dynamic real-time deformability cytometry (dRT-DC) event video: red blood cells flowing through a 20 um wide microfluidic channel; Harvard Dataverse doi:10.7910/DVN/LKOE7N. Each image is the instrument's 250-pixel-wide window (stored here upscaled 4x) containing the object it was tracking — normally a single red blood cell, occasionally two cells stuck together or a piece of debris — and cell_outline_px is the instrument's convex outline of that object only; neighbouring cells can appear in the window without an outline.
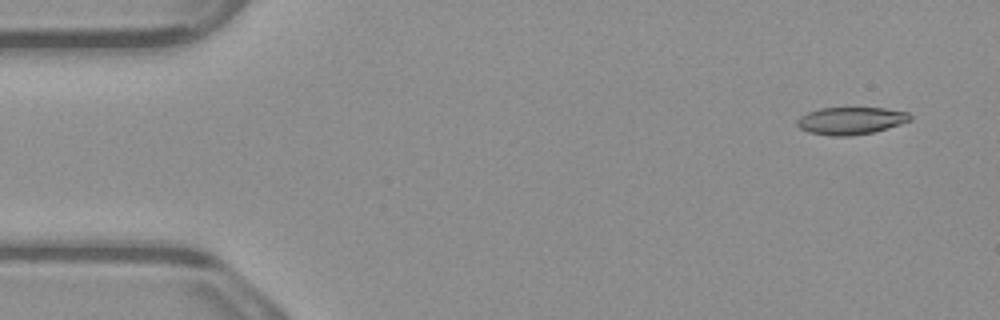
{"species": "common noctule bat (a hibernating species)", "species_latin": "Nyctalus noctula", "temperature_condition": "warm", "stored_images_in_passage": 5, "camera_frame_rate_fps": 3000, "um_per_image_px": 0.085, "animal": {"sex": "male", "body_mass_g": 23.1, "forearm_length_mm": 52.7}, "frame": {"image": 1, "passage_image": 1, "time_ms": 0.0, "image_size_px": [1000, 320], "cell_outline_px": [[912, 120], [900, 124], [872, 132], [852, 136], [832, 136], [808, 132], [800, 128], [796, 124], [796, 120], [800, 116], [808, 112], [820, 108], [884, 108], [908, 112], [912, 116]], "centroid_in_image_um": [72.31, 10.26], "position_along_channel_um": 12.7, "area_um2": 18.03}}
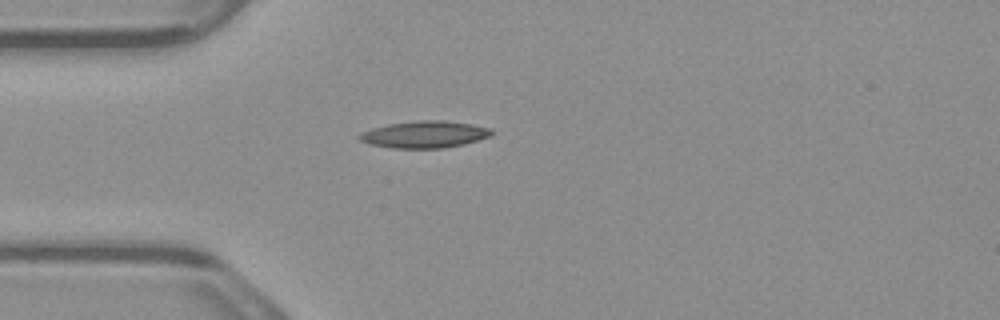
{"frame": {"image": 2, "passage_image": 4, "time_ms": 1.0, "image_size_px": [1000, 320], "cell_outline_px": [[492, 136], [464, 144], [444, 148], [392, 148], [368, 144], [360, 140], [356, 136], [360, 132], [372, 128], [388, 124], [420, 120], [444, 120], [472, 124], [492, 128]], "centroid_in_image_um": [36.08, 11.42], "position_along_channel_um": 48.9, "area_um2": 20.92}}